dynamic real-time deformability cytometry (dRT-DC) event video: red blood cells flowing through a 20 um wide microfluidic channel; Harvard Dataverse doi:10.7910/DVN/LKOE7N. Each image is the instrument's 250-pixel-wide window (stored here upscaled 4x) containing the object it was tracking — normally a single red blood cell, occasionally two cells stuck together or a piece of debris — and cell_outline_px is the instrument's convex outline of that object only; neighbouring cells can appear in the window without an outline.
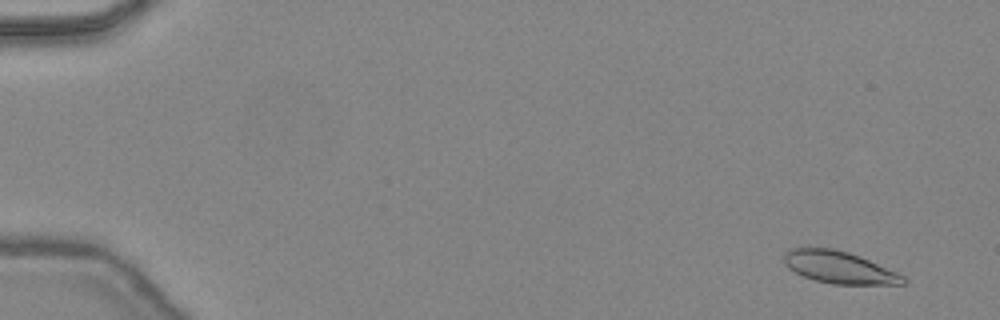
{"species": "common noctule bat (a hibernating species)", "species_latin": "Nyctalus noctula", "temperature_condition": "warm", "stored_images_in_passage": 49, "camera_frame_rate_fps": 3000, "um_per_image_px": 0.085, "animal": {"sex": "female", "body_mass_g": 24.6, "forearm_length_mm": 56.2}, "frame": {"image": 1, "passage_image": 4, "time_ms": 1.0, "image_size_px": [1000, 320], "cell_outline_px": [[908, 280], [904, 284], [832, 284], [816, 280], [804, 276], [788, 268], [784, 264], [784, 252], [792, 248], [832, 248], [848, 252], [860, 256], [896, 272], [904, 276]], "centroid_in_image_um": [71.32, 22.72], "position_along_channel_um": 13.7, "area_um2": 22.14}}
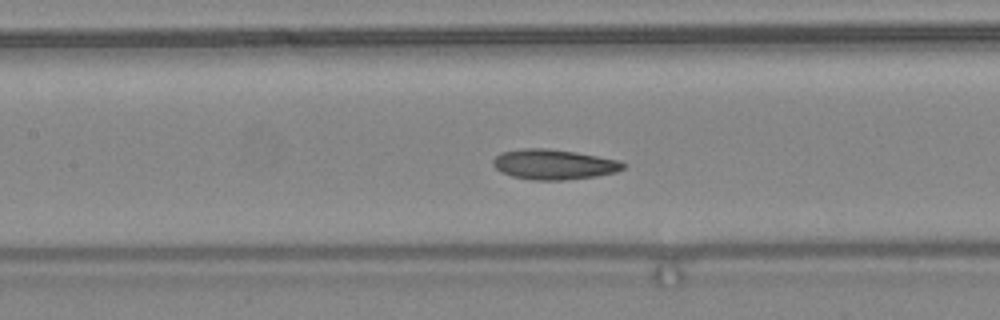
{"frame": {"image": 2, "passage_image": 24, "time_ms": 7.667, "image_size_px": [1000, 320], "cell_outline_px": [[628, 164], [624, 168], [616, 172], [596, 176], [564, 180], [532, 180], [512, 176], [500, 172], [492, 164], [492, 160], [500, 152], [520, 148], [548, 148], [576, 152], [620, 160]], "centroid_in_image_um": [47.07, 13.97], "position_along_channel_um": 160.3, "area_um2": 23.12}}
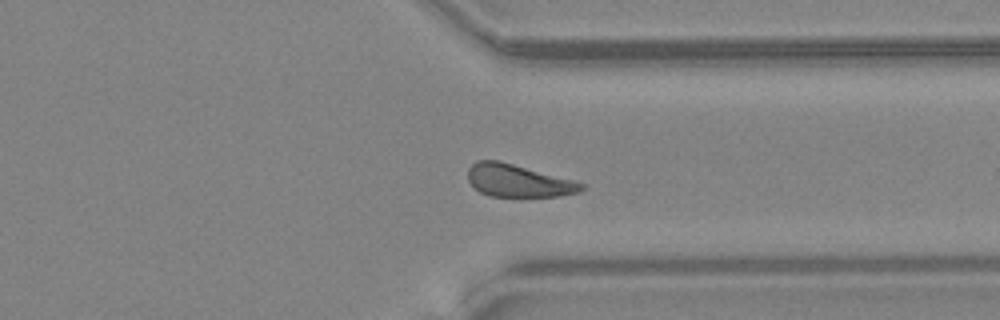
{"frame": {"image": 3, "passage_image": 38, "time_ms": 12.333, "image_size_px": [1000, 320], "cell_outline_px": [[584, 188], [580, 192], [560, 196], [488, 196], [480, 192], [468, 180], [468, 168], [476, 160], [496, 160], [512, 164], [572, 180], [584, 184]], "centroid_in_image_um": [44.02, 15.36], "position_along_channel_um": 367.4, "area_um2": 21.15}, "authors_computed_cell_mechanics": {"area_um2": 22.3108, "velocity_mm_per_s": 4.4352, "shape_relaxation_time_tau1_ms": null, "shape_relaxation_time_tau2_ms": 2.4958, "deformation_change_tau1": null, "deformation_change_tau2": 0.0708}}